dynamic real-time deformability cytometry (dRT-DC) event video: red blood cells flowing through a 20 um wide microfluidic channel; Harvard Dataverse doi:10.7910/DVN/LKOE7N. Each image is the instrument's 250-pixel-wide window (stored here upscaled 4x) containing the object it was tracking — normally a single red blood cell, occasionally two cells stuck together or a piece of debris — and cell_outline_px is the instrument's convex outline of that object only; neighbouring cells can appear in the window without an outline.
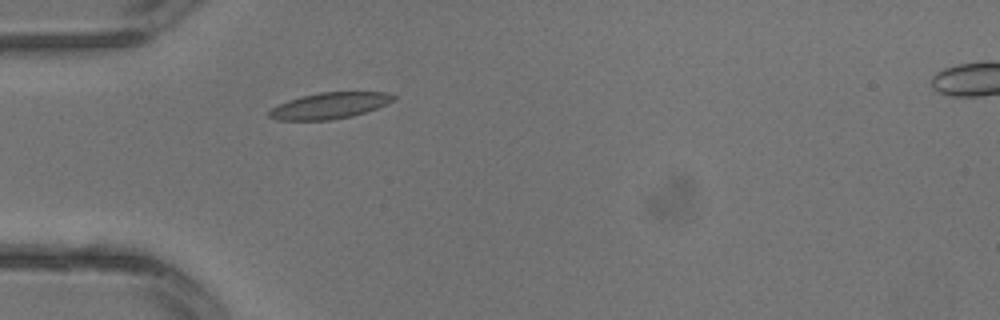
{"species": "common noctule bat (a hibernating species)", "species_latin": "Nyctalus noctula", "temperature_condition": "warm", "stored_images_in_passage": 1, "camera_frame_rate_fps": 3000, "um_per_image_px": 0.085, "animal": {"sex": "male", "body_mass_g": 13.3}, "frame": {"image": 1, "passage_image": 1, "time_ms": 0.0, "image_size_px": [1000, 320], "cell_outline_px": [[396, 100], [376, 108], [352, 116], [328, 120], [276, 120], [268, 116], [268, 112], [272, 108], [288, 100], [300, 96], [320, 92], [384, 92], [396, 96]], "centroid_in_image_um": [28.0, 8.97], "position_along_channel_um": 57.0, "area_um2": 18.84}}